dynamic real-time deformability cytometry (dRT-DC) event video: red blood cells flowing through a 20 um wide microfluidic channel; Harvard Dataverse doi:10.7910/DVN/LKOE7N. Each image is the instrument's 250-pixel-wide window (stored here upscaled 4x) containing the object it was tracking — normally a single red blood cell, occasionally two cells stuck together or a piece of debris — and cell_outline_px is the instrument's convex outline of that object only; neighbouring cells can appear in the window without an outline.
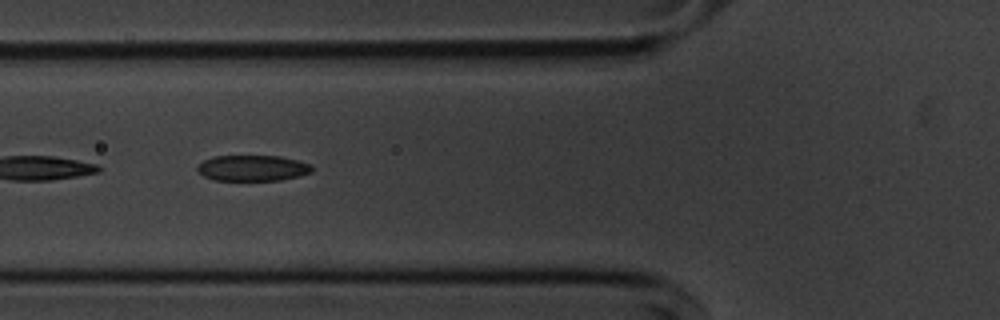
{"species": "common noctule bat (a hibernating species)", "species_latin": "Nyctalus noctula", "temperature_condition": "cold", "stored_images_in_passage": 7, "camera_frame_rate_fps": 3000, "um_per_image_px": 0.085, "animal": {"sex": "male", "body_mass_g": 20.1, "forearm_length_mm": 53.5}, "frame": {"image": 1, "passage_image": 5, "time_ms": 1.333, "image_size_px": [1000, 320], "cell_outline_px": [[312, 172], [280, 180], [216, 180], [204, 176], [196, 168], [204, 160], [212, 156], [280, 156], [312, 164]], "centroid_in_image_um": [21.47, 14.28], "position_along_channel_um": 104.3, "area_um2": 17.05}}